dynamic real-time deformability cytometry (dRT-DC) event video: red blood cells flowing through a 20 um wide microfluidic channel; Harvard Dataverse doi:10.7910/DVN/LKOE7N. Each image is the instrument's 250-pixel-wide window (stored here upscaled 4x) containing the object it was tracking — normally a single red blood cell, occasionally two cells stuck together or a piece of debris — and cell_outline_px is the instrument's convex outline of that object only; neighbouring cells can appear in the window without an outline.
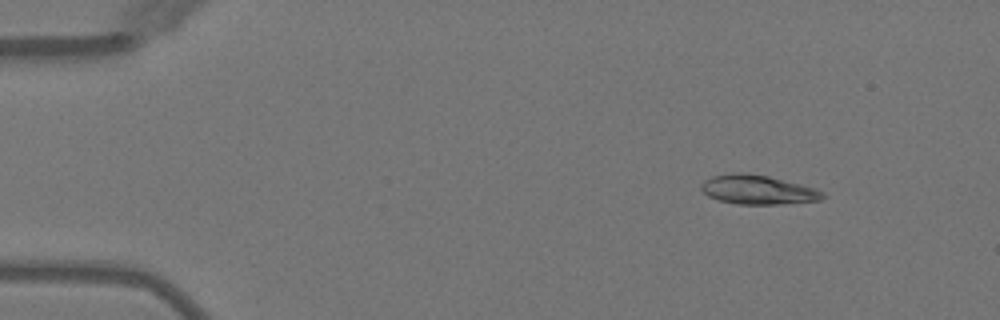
{"species": "Egyptian fruit bat (a non-hibernating species)", "species_latin": "Rousettus aegyptiacus", "temperature_condition": "warm", "stored_images_in_passage": 4, "camera_frame_rate_fps": 3000, "um_per_image_px": 0.085, "animal": {"sex": "female"}, "frame": {"image": 1, "passage_image": 1, "time_ms": 0.0, "image_size_px": [1000, 320], "cell_outline_px": [[824, 196], [820, 200], [780, 204], [736, 204], [716, 200], [708, 196], [700, 188], [700, 184], [704, 180], [712, 176], [732, 172], [748, 172], [768, 176], [816, 188], [824, 192]], "centroid_in_image_um": [64.37, 16.12], "position_along_channel_um": 20.6, "area_um2": 20.87}}
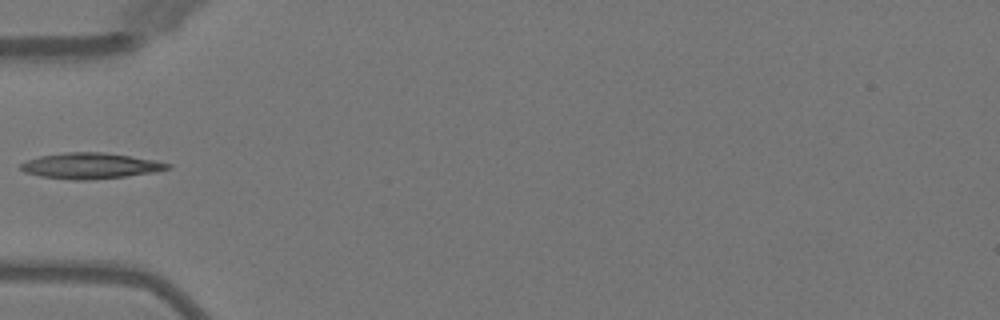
{"frame": {"image": 2, "passage_image": 4, "time_ms": 3.667, "image_size_px": [1000, 320], "cell_outline_px": [[172, 168], [156, 172], [124, 176], [88, 180], [72, 180], [40, 176], [24, 172], [20, 168], [20, 164], [28, 160], [40, 156], [64, 152], [104, 152], [156, 160], [172, 164]], "centroid_in_image_um": [7.71, 14.09], "position_along_channel_um": 77.3, "area_um2": 22.14}}